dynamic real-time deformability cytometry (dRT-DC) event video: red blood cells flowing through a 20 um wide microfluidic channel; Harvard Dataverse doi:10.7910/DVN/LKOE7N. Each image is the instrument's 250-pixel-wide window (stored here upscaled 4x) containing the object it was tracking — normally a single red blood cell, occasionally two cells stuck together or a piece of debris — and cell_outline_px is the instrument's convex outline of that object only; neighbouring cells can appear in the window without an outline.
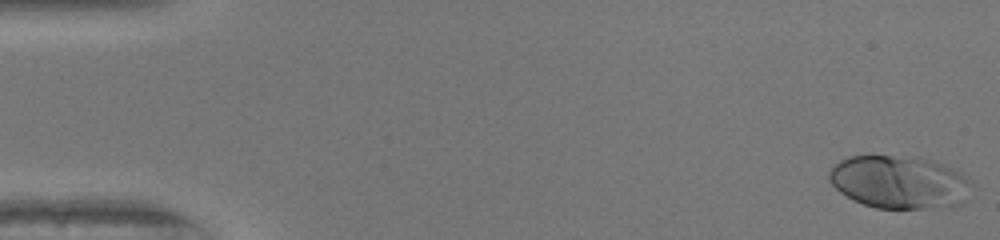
{"species": "human", "species_latin": "Homo sapiens", "temperature_condition": "warm", "stored_images_in_passage": 48, "camera_frame_rate_fps": 3000, "um_per_image_px": 0.085, "donor": {"sex": "female"}, "frame": {"image": 1, "passage_image": 1, "time_ms": 0.0, "image_size_px": [1000, 240], "cell_outline_px": [[972, 180], [964, 204], [956, 208], [876, 208], [864, 204], [840, 192], [828, 180], [828, 172], [840, 160], [848, 156], [892, 156], [932, 160], [960, 172]], "centroid_in_image_um": [76.48, 15.5], "position_along_channel_um": 8.5, "area_um2": 43.93}}
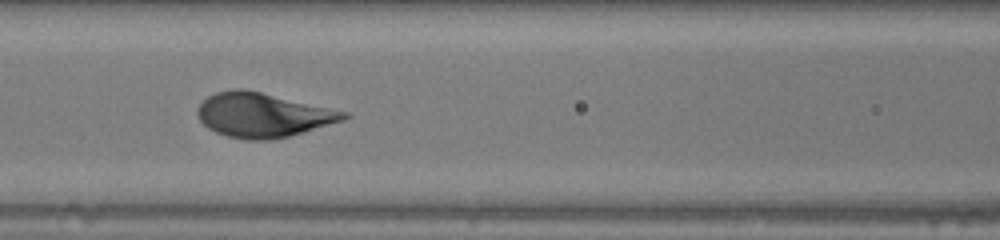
{"frame": {"image": 2, "passage_image": 22, "time_ms": 7.0, "image_size_px": [1000, 240], "cell_outline_px": [[352, 116], [344, 120], [304, 132], [272, 140], [248, 140], [228, 136], [216, 132], [208, 128], [196, 116], [196, 112], [200, 104], [208, 96], [216, 92], [236, 88], [240, 88], [260, 92], [352, 112]], "centroid_in_image_um": [22.39, 9.78], "position_along_channel_um": 144.2, "area_um2": 37.92}}
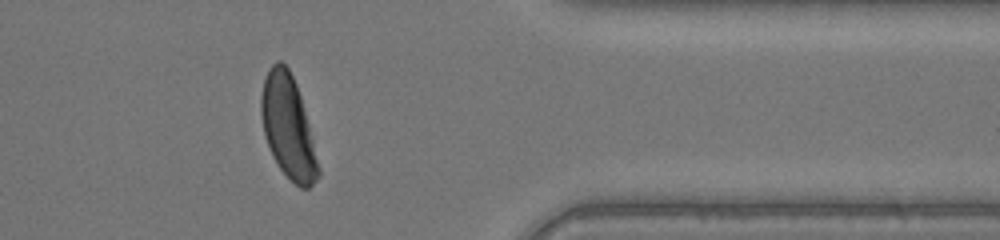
{"frame": {"image": 3, "passage_image": 41, "time_ms": 13.333, "image_size_px": [1000, 240], "cell_outline_px": [[320, 176], [308, 188], [300, 188], [280, 168], [272, 156], [264, 136], [260, 116], [260, 96], [264, 80], [268, 68], [276, 60], [280, 60], [288, 68], [296, 84], [300, 96], [308, 124], [320, 168]], "centroid_in_image_um": [24.45, 10.77], "position_along_channel_um": 386.9, "area_um2": 33.99}}